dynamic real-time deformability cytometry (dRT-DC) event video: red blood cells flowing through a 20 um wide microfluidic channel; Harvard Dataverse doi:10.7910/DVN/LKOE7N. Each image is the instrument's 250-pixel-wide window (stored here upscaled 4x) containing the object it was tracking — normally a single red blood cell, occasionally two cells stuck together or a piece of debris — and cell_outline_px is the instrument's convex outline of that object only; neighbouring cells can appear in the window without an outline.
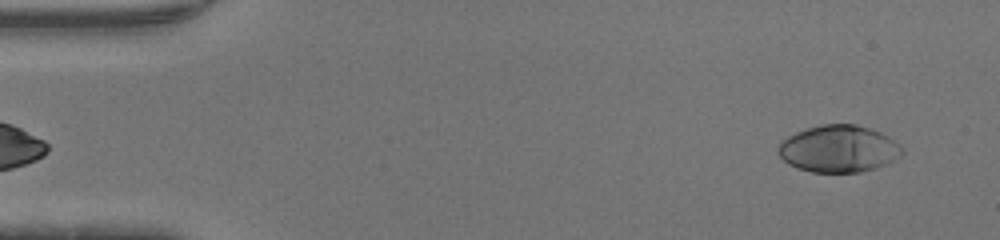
{"species": "human", "species_latin": "Homo sapiens", "temperature_condition": "warm", "stored_images_in_passage": 45, "camera_frame_rate_fps": 3000, "um_per_image_px": 0.085, "donor": {"sex": "male"}, "frame": {"image": 1, "passage_image": 2, "time_ms": 0.333, "image_size_px": [1000, 240], "cell_outline_px": [[904, 152], [900, 156], [876, 168], [860, 172], [812, 172], [796, 168], [788, 164], [780, 156], [776, 148], [780, 140], [796, 132], [820, 124], [856, 124], [880, 132], [888, 136], [904, 148]], "centroid_in_image_um": [71.26, 12.64], "position_along_channel_um": 13.7, "area_um2": 34.04}}
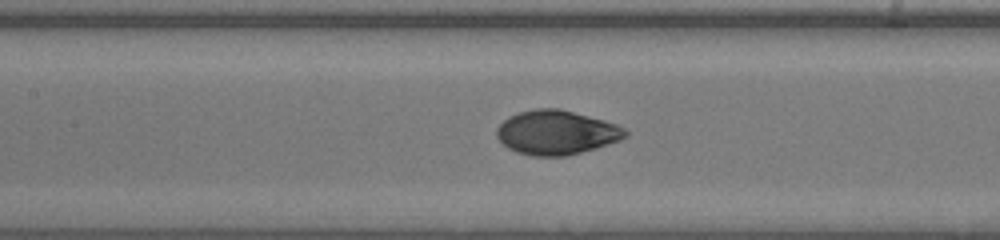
{"frame": {"image": 2, "passage_image": 20, "time_ms": 6.333, "image_size_px": [1000, 240], "cell_outline_px": [[628, 136], [620, 140], [596, 148], [568, 156], [532, 156], [516, 152], [508, 148], [496, 136], [496, 128], [508, 116], [520, 112], [536, 108], [560, 108], [604, 120], [616, 124], [624, 128], [628, 132]], "centroid_in_image_um": [47.29, 11.26], "position_along_channel_um": 160.1, "area_um2": 33.29}}
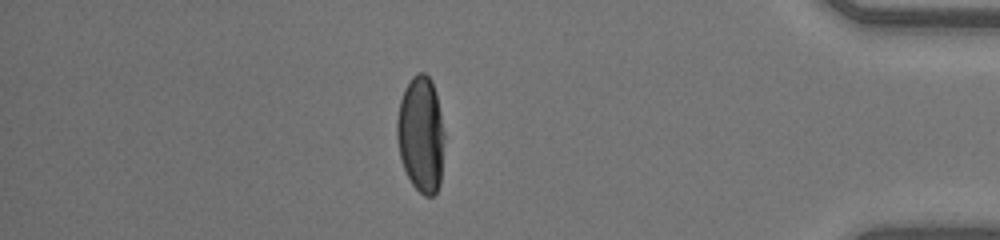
{"frame": {"image": 3, "passage_image": 39, "time_ms": 12.667, "image_size_px": [1000, 240], "cell_outline_px": [[444, 140], [440, 184], [436, 192], [432, 196], [424, 196], [412, 184], [404, 168], [400, 156], [396, 136], [396, 120], [400, 100], [404, 88], [412, 76], [420, 72], [424, 72], [432, 80], [440, 112], [444, 132]], "centroid_in_image_um": [35.77, 11.41], "position_along_channel_um": 399.4, "area_um2": 32.14}}